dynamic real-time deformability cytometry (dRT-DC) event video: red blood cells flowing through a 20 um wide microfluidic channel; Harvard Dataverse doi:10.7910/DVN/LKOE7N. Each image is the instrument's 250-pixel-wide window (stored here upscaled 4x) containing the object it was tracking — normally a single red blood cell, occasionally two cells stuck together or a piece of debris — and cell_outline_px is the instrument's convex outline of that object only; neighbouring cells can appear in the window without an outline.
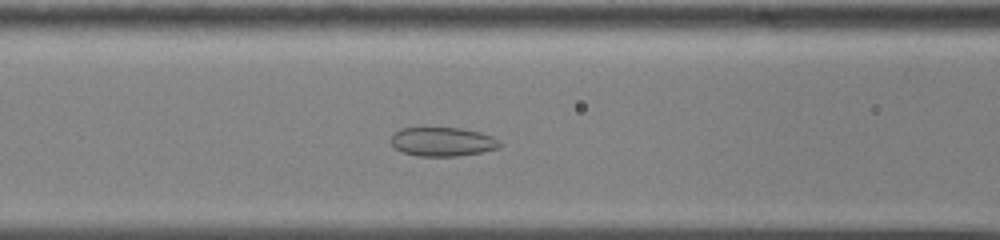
{"species": "common noctule bat (a hibernating species)", "species_latin": "Nyctalus noctula", "temperature_condition": "cold", "stored_images_in_passage": 55, "camera_frame_rate_fps": 3000, "um_per_image_px": 0.085, "animal": {"sex": "male", "body_mass_g": 13.0, "forearm_length_mm": 53.1}, "frame": {"image": 1, "passage_image": 22, "time_ms": 7.0, "image_size_px": [1000, 240], "cell_outline_px": [[504, 144], [500, 148], [480, 152], [456, 156], [416, 156], [404, 152], [396, 148], [392, 144], [392, 136], [400, 128], [460, 128], [480, 132], [492, 136], [500, 140]], "centroid_in_image_um": [37.68, 12.05], "position_along_channel_um": 128.9, "area_um2": 18.32}}
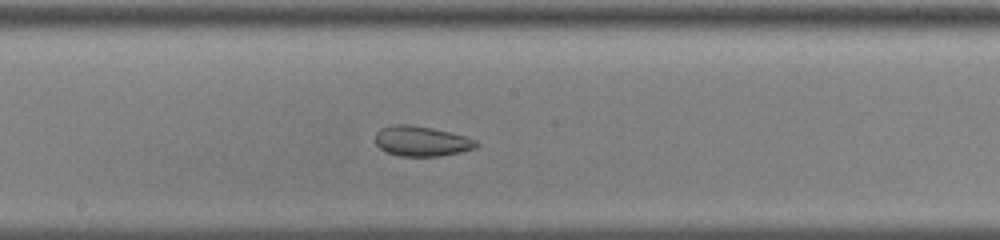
{"frame": {"image": 2, "passage_image": 29, "time_ms": 9.333, "image_size_px": [1000, 240], "cell_outline_px": [[480, 144], [476, 148], [460, 152], [440, 156], [400, 156], [388, 152], [380, 148], [376, 144], [376, 132], [380, 128], [392, 124], [408, 124], [432, 128], [464, 136], [476, 140]], "centroid_in_image_um": [35.82, 11.99], "position_along_channel_um": 212.4, "area_um2": 17.69}}
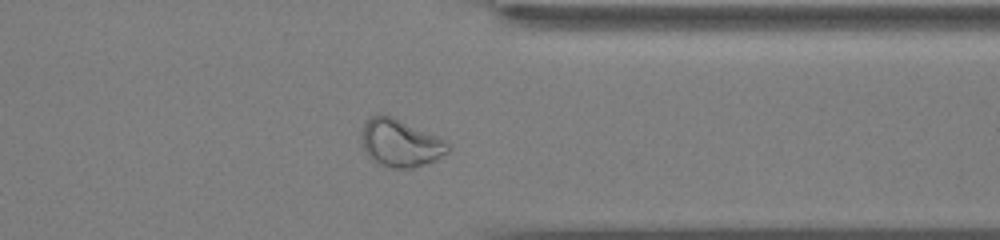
{"frame": {"image": 3, "passage_image": 43, "time_ms": 14.0, "image_size_px": [1000, 240], "cell_outline_px": [[448, 152], [436, 160], [412, 168], [392, 168], [372, 160], [364, 152], [360, 136], [364, 120], [368, 116], [392, 116], [448, 140]], "centroid_in_image_um": [34.01, 12.15], "position_along_channel_um": 377.4, "area_um2": 24.1}, "authors_computed_cell_mechanics": {"area_um2": 24.3338, "velocity_mm_per_s": 3.5833, "shape_relaxation_time_tau1_ms": null, "shape_relaxation_time_tau2_ms": 1.5332, "deformation_change_tau1": null, "deformation_change_tau2": 0.068}}